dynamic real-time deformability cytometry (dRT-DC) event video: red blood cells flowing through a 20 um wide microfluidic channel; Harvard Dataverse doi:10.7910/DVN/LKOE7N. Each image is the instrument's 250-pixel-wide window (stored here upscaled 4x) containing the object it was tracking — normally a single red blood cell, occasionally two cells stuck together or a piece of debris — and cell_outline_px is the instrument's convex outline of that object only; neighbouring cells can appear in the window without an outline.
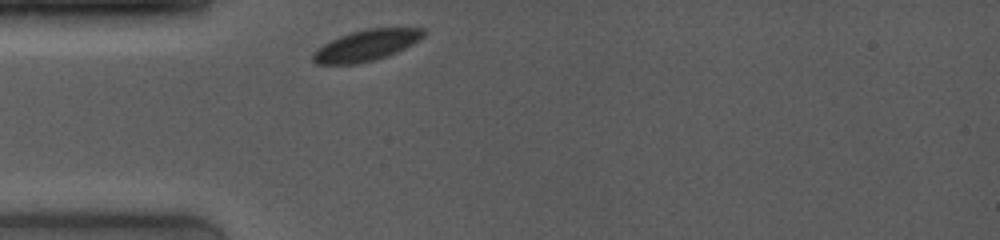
{"species": "common noctule bat (a hibernating species)", "species_latin": "Nyctalus noctula", "temperature_condition": "room temperature", "stored_images_in_passage": 26, "camera_frame_rate_fps": 4000, "um_per_image_px": 0.085, "animal": {"sex": "female", "body_mass_g": 19.0, "forearm_length_mm": 53.3}, "frame": {"image": 1, "passage_image": 1, "time_ms": 0.0, "image_size_px": [1000, 240], "cell_outline_px": [[424, 36], [420, 40], [396, 52], [372, 60], [356, 64], [316, 64], [312, 60], [312, 56], [324, 44], [340, 36], [352, 32], [368, 28], [424, 28]], "centroid_in_image_um": [31.15, 3.85], "position_along_channel_um": 53.8, "area_um2": 19.54}}
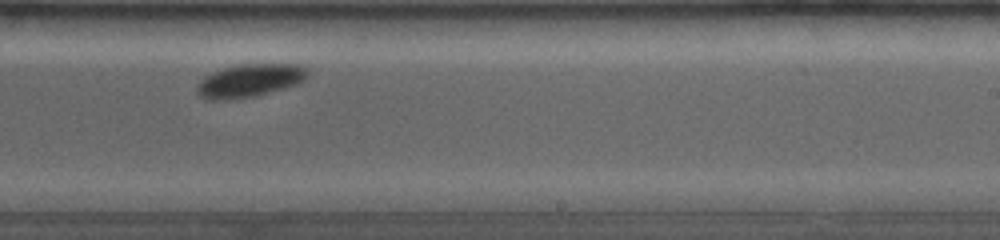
{"frame": {"image": 2, "passage_image": 13, "time_ms": 5.75, "image_size_px": [1000, 240], "cell_outline_px": [[308, 76], [304, 80], [296, 84], [284, 88], [252, 96], [228, 100], [208, 100], [200, 96], [196, 92], [196, 84], [204, 76], [212, 72], [224, 68], [240, 64], [300, 64], [308, 68]], "centroid_in_image_um": [21.2, 6.84], "position_along_channel_um": 267.8, "area_um2": 21.39}}
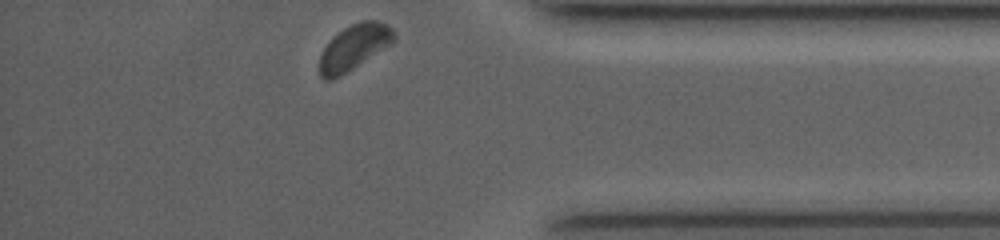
{"frame": {"image": 3, "passage_image": 26, "time_ms": 9.5, "image_size_px": [1000, 240], "cell_outline_px": [[396, 40], [392, 44], [340, 76], [328, 80], [324, 80], [320, 76], [320, 52], [332, 36], [344, 28], [360, 20], [376, 20], [388, 24], [392, 28], [396, 36]], "centroid_in_image_um": [30.11, 3.99], "position_along_channel_um": 405.1, "area_um2": 19.83}, "authors_computed_cell_mechanics": {"area_um2": 20.6924, "velocity_mm_per_s": 3.8663, "shape_relaxation_time_tau1_ms": 0.4721, "shape_relaxation_time_tau2_ms": null, "deformation_change_tau1": 0.0448, "deformation_change_tau2": null}}